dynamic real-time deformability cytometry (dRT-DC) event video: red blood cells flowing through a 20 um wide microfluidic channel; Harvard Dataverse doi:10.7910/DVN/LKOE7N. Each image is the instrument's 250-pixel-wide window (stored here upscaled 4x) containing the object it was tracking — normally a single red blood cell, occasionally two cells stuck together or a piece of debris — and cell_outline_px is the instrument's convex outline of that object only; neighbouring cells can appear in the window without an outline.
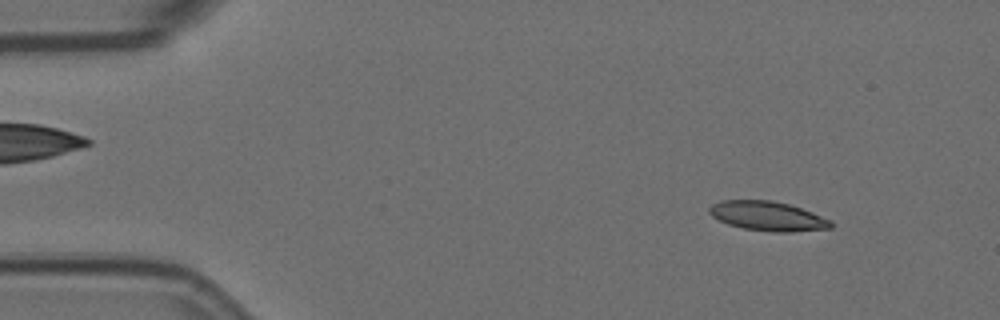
{"species": "Egyptian fruit bat (a non-hibernating species)", "species_latin": "Rousettus aegyptiacus", "temperature_condition": "room temperature", "stored_images_in_passage": 4, "camera_frame_rate_fps": 3000, "um_per_image_px": 0.085, "animal": {"sex": "female"}, "frame": {"image": 1, "passage_image": 2, "time_ms": 0.333, "image_size_px": [1000, 320], "cell_outline_px": [[832, 228], [792, 232], [772, 232], [744, 228], [728, 224], [712, 216], [708, 212], [708, 208], [712, 204], [720, 200], [772, 200], [788, 204], [812, 212], [832, 220]], "centroid_in_image_um": [65.25, 18.36], "position_along_channel_um": 19.7, "area_um2": 20.87}}
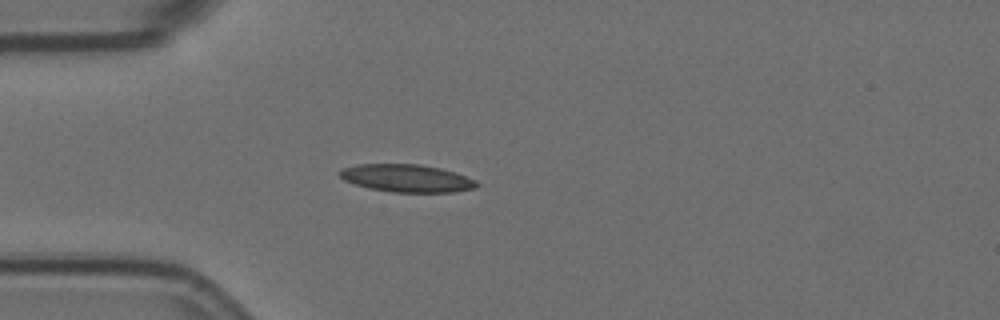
{"frame": {"image": 2, "passage_image": 4, "time_ms": 1.0, "image_size_px": [1000, 320], "cell_outline_px": [[480, 184], [476, 188], [452, 192], [392, 192], [368, 188], [344, 180], [336, 172], [340, 168], [356, 164], [420, 164], [440, 168], [456, 172], [476, 180]], "centroid_in_image_um": [34.56, 15.14], "position_along_channel_um": 50.4, "area_um2": 22.31}}